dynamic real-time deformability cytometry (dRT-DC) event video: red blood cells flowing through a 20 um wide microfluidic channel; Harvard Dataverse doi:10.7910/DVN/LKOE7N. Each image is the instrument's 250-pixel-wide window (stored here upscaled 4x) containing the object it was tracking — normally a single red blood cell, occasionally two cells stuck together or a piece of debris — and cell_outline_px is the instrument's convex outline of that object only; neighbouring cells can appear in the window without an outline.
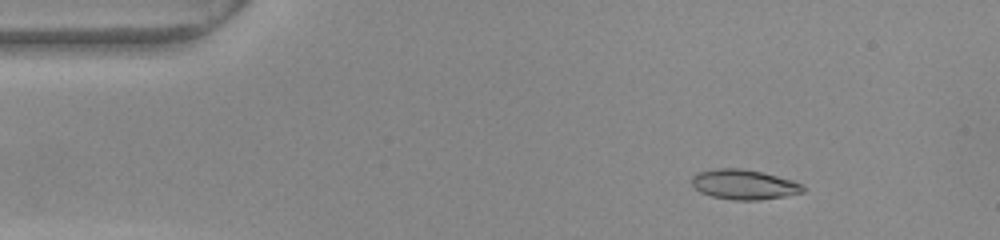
{"species": "common noctule bat (a hibernating species)", "species_latin": "Nyctalus noctula", "temperature_condition": "warm", "stored_images_in_passage": 51, "camera_frame_rate_fps": 3000, "um_per_image_px": 0.085, "animal": {"sex": "female", "body_mass_g": 22.0, "forearm_length_mm": 56.7}, "frame": {"image": 1, "passage_image": 5, "time_ms": 1.333, "image_size_px": [1000, 240], "cell_outline_px": [[804, 192], [784, 196], [760, 200], [732, 200], [712, 196], [700, 192], [692, 184], [692, 176], [696, 172], [716, 168], [740, 168], [760, 172], [792, 180], [800, 184], [804, 188]], "centroid_in_image_um": [63.2, 15.68], "position_along_channel_um": 21.8, "area_um2": 19.25}}
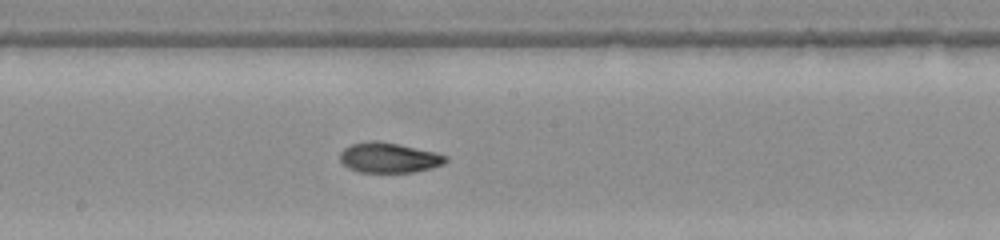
{"frame": {"image": 2, "passage_image": 26, "time_ms": 8.333, "image_size_px": [1000, 240], "cell_outline_px": [[448, 160], [444, 164], [432, 168], [416, 172], [356, 172], [348, 168], [340, 160], [340, 152], [344, 148], [352, 144], [396, 144], [436, 152], [448, 156]], "centroid_in_image_um": [33.12, 13.46], "position_along_channel_um": 215.1, "area_um2": 17.92}}
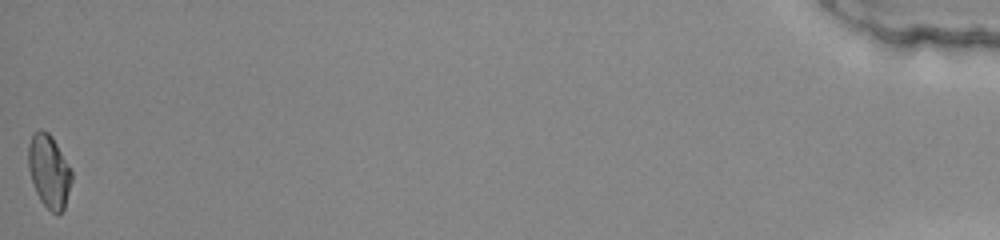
{"frame": {"image": 3, "passage_image": 51, "time_ms": 16.667, "image_size_px": [1000, 240], "cell_outline_px": [[72, 180], [64, 208], [56, 216], [40, 200], [36, 192], [28, 168], [28, 144], [32, 136], [40, 128], [48, 132], [52, 136], [72, 172]], "centroid_in_image_um": [4.16, 14.55], "position_along_channel_um": 431.0, "area_um2": 18.26}, "authors_computed_cell_mechanics": {"area_um2": 18.5538, "velocity_mm_per_s": 3.8488, "shape_relaxation_time_tau1_ms": null, "shape_relaxation_time_tau2_ms": 2.1848, "deformation_change_tau1": null, "deformation_change_tau2": 0.0678}}